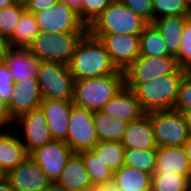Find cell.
<instances>
[{"label": "cell", "mask_w": 191, "mask_h": 191, "mask_svg": "<svg viewBox=\"0 0 191 191\" xmlns=\"http://www.w3.org/2000/svg\"><path fill=\"white\" fill-rule=\"evenodd\" d=\"M184 116L185 123L188 127L189 134L191 135V109H187L181 112Z\"/></svg>", "instance_id": "ee69618b"}, {"label": "cell", "mask_w": 191, "mask_h": 191, "mask_svg": "<svg viewBox=\"0 0 191 191\" xmlns=\"http://www.w3.org/2000/svg\"><path fill=\"white\" fill-rule=\"evenodd\" d=\"M36 78L43 99L73 101L75 79L68 65L41 61Z\"/></svg>", "instance_id": "8992f818"}, {"label": "cell", "mask_w": 191, "mask_h": 191, "mask_svg": "<svg viewBox=\"0 0 191 191\" xmlns=\"http://www.w3.org/2000/svg\"><path fill=\"white\" fill-rule=\"evenodd\" d=\"M152 174L123 165L114 172L113 179L122 191H150Z\"/></svg>", "instance_id": "cb8c5ba5"}, {"label": "cell", "mask_w": 191, "mask_h": 191, "mask_svg": "<svg viewBox=\"0 0 191 191\" xmlns=\"http://www.w3.org/2000/svg\"><path fill=\"white\" fill-rule=\"evenodd\" d=\"M125 86L123 71L97 78L75 81L73 104L90 111H100Z\"/></svg>", "instance_id": "3957f363"}, {"label": "cell", "mask_w": 191, "mask_h": 191, "mask_svg": "<svg viewBox=\"0 0 191 191\" xmlns=\"http://www.w3.org/2000/svg\"><path fill=\"white\" fill-rule=\"evenodd\" d=\"M6 179L15 191H42L52 183L30 154L6 174Z\"/></svg>", "instance_id": "5bb4252c"}, {"label": "cell", "mask_w": 191, "mask_h": 191, "mask_svg": "<svg viewBox=\"0 0 191 191\" xmlns=\"http://www.w3.org/2000/svg\"><path fill=\"white\" fill-rule=\"evenodd\" d=\"M56 182L68 191H89L93 184L79 153H72Z\"/></svg>", "instance_id": "ffe728a7"}, {"label": "cell", "mask_w": 191, "mask_h": 191, "mask_svg": "<svg viewBox=\"0 0 191 191\" xmlns=\"http://www.w3.org/2000/svg\"><path fill=\"white\" fill-rule=\"evenodd\" d=\"M19 0H0V10L16 4Z\"/></svg>", "instance_id": "7dc6e473"}, {"label": "cell", "mask_w": 191, "mask_h": 191, "mask_svg": "<svg viewBox=\"0 0 191 191\" xmlns=\"http://www.w3.org/2000/svg\"><path fill=\"white\" fill-rule=\"evenodd\" d=\"M60 1L64 2L69 7L73 8L76 12H78L82 6V0H60Z\"/></svg>", "instance_id": "b9f144b4"}, {"label": "cell", "mask_w": 191, "mask_h": 191, "mask_svg": "<svg viewBox=\"0 0 191 191\" xmlns=\"http://www.w3.org/2000/svg\"><path fill=\"white\" fill-rule=\"evenodd\" d=\"M79 154L93 184H100L113 179L114 171L93 150L82 151Z\"/></svg>", "instance_id": "f1b7e54d"}, {"label": "cell", "mask_w": 191, "mask_h": 191, "mask_svg": "<svg viewBox=\"0 0 191 191\" xmlns=\"http://www.w3.org/2000/svg\"><path fill=\"white\" fill-rule=\"evenodd\" d=\"M189 17L191 16H168L158 18L151 23L162 35L169 52L173 56L179 51L182 31Z\"/></svg>", "instance_id": "603a6c76"}, {"label": "cell", "mask_w": 191, "mask_h": 191, "mask_svg": "<svg viewBox=\"0 0 191 191\" xmlns=\"http://www.w3.org/2000/svg\"><path fill=\"white\" fill-rule=\"evenodd\" d=\"M124 165L153 175L156 170V149L125 148Z\"/></svg>", "instance_id": "f546056e"}, {"label": "cell", "mask_w": 191, "mask_h": 191, "mask_svg": "<svg viewBox=\"0 0 191 191\" xmlns=\"http://www.w3.org/2000/svg\"><path fill=\"white\" fill-rule=\"evenodd\" d=\"M68 67L75 81L111 75L119 71L104 44L89 32L79 41Z\"/></svg>", "instance_id": "6da1fadb"}, {"label": "cell", "mask_w": 191, "mask_h": 191, "mask_svg": "<svg viewBox=\"0 0 191 191\" xmlns=\"http://www.w3.org/2000/svg\"><path fill=\"white\" fill-rule=\"evenodd\" d=\"M72 153L73 151L65 141L52 140L43 146L37 147L30 153V156L47 177L52 182H56Z\"/></svg>", "instance_id": "4fadbf2b"}, {"label": "cell", "mask_w": 191, "mask_h": 191, "mask_svg": "<svg viewBox=\"0 0 191 191\" xmlns=\"http://www.w3.org/2000/svg\"><path fill=\"white\" fill-rule=\"evenodd\" d=\"M120 142L124 148L129 149H157L149 116L146 114L141 119L130 122Z\"/></svg>", "instance_id": "44dd1931"}, {"label": "cell", "mask_w": 191, "mask_h": 191, "mask_svg": "<svg viewBox=\"0 0 191 191\" xmlns=\"http://www.w3.org/2000/svg\"><path fill=\"white\" fill-rule=\"evenodd\" d=\"M100 111L128 123L137 121L146 115L134 92L126 86L110 99Z\"/></svg>", "instance_id": "9a60e30c"}, {"label": "cell", "mask_w": 191, "mask_h": 191, "mask_svg": "<svg viewBox=\"0 0 191 191\" xmlns=\"http://www.w3.org/2000/svg\"><path fill=\"white\" fill-rule=\"evenodd\" d=\"M114 0H82L77 12L80 20L89 27Z\"/></svg>", "instance_id": "836d02e7"}, {"label": "cell", "mask_w": 191, "mask_h": 191, "mask_svg": "<svg viewBox=\"0 0 191 191\" xmlns=\"http://www.w3.org/2000/svg\"><path fill=\"white\" fill-rule=\"evenodd\" d=\"M14 88L13 75L11 74L8 66L0 63V98L7 105L11 103V93Z\"/></svg>", "instance_id": "8d00e7d4"}, {"label": "cell", "mask_w": 191, "mask_h": 191, "mask_svg": "<svg viewBox=\"0 0 191 191\" xmlns=\"http://www.w3.org/2000/svg\"><path fill=\"white\" fill-rule=\"evenodd\" d=\"M149 23L129 9L121 0H114L88 27L91 35L127 34L139 36Z\"/></svg>", "instance_id": "277c9868"}, {"label": "cell", "mask_w": 191, "mask_h": 191, "mask_svg": "<svg viewBox=\"0 0 191 191\" xmlns=\"http://www.w3.org/2000/svg\"><path fill=\"white\" fill-rule=\"evenodd\" d=\"M11 125L14 126V118L10 114L8 105L0 98V133L14 129Z\"/></svg>", "instance_id": "ab89813d"}, {"label": "cell", "mask_w": 191, "mask_h": 191, "mask_svg": "<svg viewBox=\"0 0 191 191\" xmlns=\"http://www.w3.org/2000/svg\"><path fill=\"white\" fill-rule=\"evenodd\" d=\"M34 16L42 32H88V27L80 20L78 13L61 1Z\"/></svg>", "instance_id": "9c48e42d"}, {"label": "cell", "mask_w": 191, "mask_h": 191, "mask_svg": "<svg viewBox=\"0 0 191 191\" xmlns=\"http://www.w3.org/2000/svg\"><path fill=\"white\" fill-rule=\"evenodd\" d=\"M175 58L180 68L191 72V17L185 22L181 36V45Z\"/></svg>", "instance_id": "e575fe53"}, {"label": "cell", "mask_w": 191, "mask_h": 191, "mask_svg": "<svg viewBox=\"0 0 191 191\" xmlns=\"http://www.w3.org/2000/svg\"><path fill=\"white\" fill-rule=\"evenodd\" d=\"M6 178V173L4 172V170L2 169L1 165H0V181Z\"/></svg>", "instance_id": "681fc988"}, {"label": "cell", "mask_w": 191, "mask_h": 191, "mask_svg": "<svg viewBox=\"0 0 191 191\" xmlns=\"http://www.w3.org/2000/svg\"><path fill=\"white\" fill-rule=\"evenodd\" d=\"M14 129L0 133V165L7 174L29 154Z\"/></svg>", "instance_id": "7402d4cb"}, {"label": "cell", "mask_w": 191, "mask_h": 191, "mask_svg": "<svg viewBox=\"0 0 191 191\" xmlns=\"http://www.w3.org/2000/svg\"><path fill=\"white\" fill-rule=\"evenodd\" d=\"M92 150L114 172L124 165L125 148L120 141H99Z\"/></svg>", "instance_id": "83f0119b"}, {"label": "cell", "mask_w": 191, "mask_h": 191, "mask_svg": "<svg viewBox=\"0 0 191 191\" xmlns=\"http://www.w3.org/2000/svg\"><path fill=\"white\" fill-rule=\"evenodd\" d=\"M24 1L0 10V36L7 42L15 31L22 13L25 11Z\"/></svg>", "instance_id": "d6a6232c"}, {"label": "cell", "mask_w": 191, "mask_h": 191, "mask_svg": "<svg viewBox=\"0 0 191 191\" xmlns=\"http://www.w3.org/2000/svg\"><path fill=\"white\" fill-rule=\"evenodd\" d=\"M100 39L118 70L125 72L140 56V36L127 34L93 35Z\"/></svg>", "instance_id": "7c38bea8"}, {"label": "cell", "mask_w": 191, "mask_h": 191, "mask_svg": "<svg viewBox=\"0 0 191 191\" xmlns=\"http://www.w3.org/2000/svg\"><path fill=\"white\" fill-rule=\"evenodd\" d=\"M134 13L149 24L153 22V0H121Z\"/></svg>", "instance_id": "74e56055"}, {"label": "cell", "mask_w": 191, "mask_h": 191, "mask_svg": "<svg viewBox=\"0 0 191 191\" xmlns=\"http://www.w3.org/2000/svg\"><path fill=\"white\" fill-rule=\"evenodd\" d=\"M89 191H122L115 179L105 181L100 184H92L89 188Z\"/></svg>", "instance_id": "60d3db41"}, {"label": "cell", "mask_w": 191, "mask_h": 191, "mask_svg": "<svg viewBox=\"0 0 191 191\" xmlns=\"http://www.w3.org/2000/svg\"><path fill=\"white\" fill-rule=\"evenodd\" d=\"M179 68L175 56H139L124 72L125 84H140L172 74Z\"/></svg>", "instance_id": "8fae6325"}, {"label": "cell", "mask_w": 191, "mask_h": 191, "mask_svg": "<svg viewBox=\"0 0 191 191\" xmlns=\"http://www.w3.org/2000/svg\"><path fill=\"white\" fill-rule=\"evenodd\" d=\"M60 0H24L25 9L33 14L45 11Z\"/></svg>", "instance_id": "f35d334b"}, {"label": "cell", "mask_w": 191, "mask_h": 191, "mask_svg": "<svg viewBox=\"0 0 191 191\" xmlns=\"http://www.w3.org/2000/svg\"><path fill=\"white\" fill-rule=\"evenodd\" d=\"M93 122L99 141H121L129 124L101 111H94Z\"/></svg>", "instance_id": "484cf974"}, {"label": "cell", "mask_w": 191, "mask_h": 191, "mask_svg": "<svg viewBox=\"0 0 191 191\" xmlns=\"http://www.w3.org/2000/svg\"><path fill=\"white\" fill-rule=\"evenodd\" d=\"M93 118V111L72 105L65 142L73 153L92 150L99 142Z\"/></svg>", "instance_id": "ba28073f"}, {"label": "cell", "mask_w": 191, "mask_h": 191, "mask_svg": "<svg viewBox=\"0 0 191 191\" xmlns=\"http://www.w3.org/2000/svg\"><path fill=\"white\" fill-rule=\"evenodd\" d=\"M189 71L178 68L174 73L140 84H125L131 89L142 109L152 111L173 110L181 81Z\"/></svg>", "instance_id": "7a4b0ae2"}, {"label": "cell", "mask_w": 191, "mask_h": 191, "mask_svg": "<svg viewBox=\"0 0 191 191\" xmlns=\"http://www.w3.org/2000/svg\"><path fill=\"white\" fill-rule=\"evenodd\" d=\"M187 158L189 159V162L191 163V135L189 136L188 140L183 145Z\"/></svg>", "instance_id": "bcb514c9"}, {"label": "cell", "mask_w": 191, "mask_h": 191, "mask_svg": "<svg viewBox=\"0 0 191 191\" xmlns=\"http://www.w3.org/2000/svg\"><path fill=\"white\" fill-rule=\"evenodd\" d=\"M168 16H191L188 0H153V21Z\"/></svg>", "instance_id": "1f68e13d"}, {"label": "cell", "mask_w": 191, "mask_h": 191, "mask_svg": "<svg viewBox=\"0 0 191 191\" xmlns=\"http://www.w3.org/2000/svg\"><path fill=\"white\" fill-rule=\"evenodd\" d=\"M191 109V72H188L180 83L178 96L173 110L182 112Z\"/></svg>", "instance_id": "d590c367"}, {"label": "cell", "mask_w": 191, "mask_h": 191, "mask_svg": "<svg viewBox=\"0 0 191 191\" xmlns=\"http://www.w3.org/2000/svg\"><path fill=\"white\" fill-rule=\"evenodd\" d=\"M140 36V56H173L158 30L149 24Z\"/></svg>", "instance_id": "4316f807"}, {"label": "cell", "mask_w": 191, "mask_h": 191, "mask_svg": "<svg viewBox=\"0 0 191 191\" xmlns=\"http://www.w3.org/2000/svg\"><path fill=\"white\" fill-rule=\"evenodd\" d=\"M190 186L191 177L154 172L150 191H188Z\"/></svg>", "instance_id": "4dcf8cb0"}, {"label": "cell", "mask_w": 191, "mask_h": 191, "mask_svg": "<svg viewBox=\"0 0 191 191\" xmlns=\"http://www.w3.org/2000/svg\"><path fill=\"white\" fill-rule=\"evenodd\" d=\"M0 191H15L9 181L5 178L3 180L0 181Z\"/></svg>", "instance_id": "f6af8a7d"}, {"label": "cell", "mask_w": 191, "mask_h": 191, "mask_svg": "<svg viewBox=\"0 0 191 191\" xmlns=\"http://www.w3.org/2000/svg\"><path fill=\"white\" fill-rule=\"evenodd\" d=\"M7 47L6 41L0 36V63L3 62L4 51Z\"/></svg>", "instance_id": "c3c4849f"}, {"label": "cell", "mask_w": 191, "mask_h": 191, "mask_svg": "<svg viewBox=\"0 0 191 191\" xmlns=\"http://www.w3.org/2000/svg\"><path fill=\"white\" fill-rule=\"evenodd\" d=\"M155 172L191 177V163L187 158L184 147H157Z\"/></svg>", "instance_id": "d6986e66"}, {"label": "cell", "mask_w": 191, "mask_h": 191, "mask_svg": "<svg viewBox=\"0 0 191 191\" xmlns=\"http://www.w3.org/2000/svg\"><path fill=\"white\" fill-rule=\"evenodd\" d=\"M86 33L50 34L40 31L28 49L39 61L69 65L79 41Z\"/></svg>", "instance_id": "5b68a950"}, {"label": "cell", "mask_w": 191, "mask_h": 191, "mask_svg": "<svg viewBox=\"0 0 191 191\" xmlns=\"http://www.w3.org/2000/svg\"><path fill=\"white\" fill-rule=\"evenodd\" d=\"M42 100L37 78H29V80L14 82L11 103L8 105V108L15 119L25 112L39 108Z\"/></svg>", "instance_id": "2e32d148"}, {"label": "cell", "mask_w": 191, "mask_h": 191, "mask_svg": "<svg viewBox=\"0 0 191 191\" xmlns=\"http://www.w3.org/2000/svg\"><path fill=\"white\" fill-rule=\"evenodd\" d=\"M73 101L43 99V110L53 140L66 141Z\"/></svg>", "instance_id": "ac0fdd59"}, {"label": "cell", "mask_w": 191, "mask_h": 191, "mask_svg": "<svg viewBox=\"0 0 191 191\" xmlns=\"http://www.w3.org/2000/svg\"><path fill=\"white\" fill-rule=\"evenodd\" d=\"M3 62L13 75V82L36 78L41 63L28 48L9 46L4 51Z\"/></svg>", "instance_id": "e0dca14e"}, {"label": "cell", "mask_w": 191, "mask_h": 191, "mask_svg": "<svg viewBox=\"0 0 191 191\" xmlns=\"http://www.w3.org/2000/svg\"><path fill=\"white\" fill-rule=\"evenodd\" d=\"M40 32L34 14L25 10L18 22L13 36L6 42L7 46L15 48H29Z\"/></svg>", "instance_id": "d4e9b609"}, {"label": "cell", "mask_w": 191, "mask_h": 191, "mask_svg": "<svg viewBox=\"0 0 191 191\" xmlns=\"http://www.w3.org/2000/svg\"><path fill=\"white\" fill-rule=\"evenodd\" d=\"M14 124L18 125L15 129L19 131L15 129L14 131L19 133L17 136L28 154L53 140L45 114L40 107L17 116Z\"/></svg>", "instance_id": "30bf717a"}, {"label": "cell", "mask_w": 191, "mask_h": 191, "mask_svg": "<svg viewBox=\"0 0 191 191\" xmlns=\"http://www.w3.org/2000/svg\"><path fill=\"white\" fill-rule=\"evenodd\" d=\"M42 191H68L63 186H60L57 182H52L49 186L45 187Z\"/></svg>", "instance_id": "7bdbcfd3"}, {"label": "cell", "mask_w": 191, "mask_h": 191, "mask_svg": "<svg viewBox=\"0 0 191 191\" xmlns=\"http://www.w3.org/2000/svg\"><path fill=\"white\" fill-rule=\"evenodd\" d=\"M146 114L150 118L158 147L183 146L188 140L190 134L181 112L163 110Z\"/></svg>", "instance_id": "52a82bcc"}]
</instances>
